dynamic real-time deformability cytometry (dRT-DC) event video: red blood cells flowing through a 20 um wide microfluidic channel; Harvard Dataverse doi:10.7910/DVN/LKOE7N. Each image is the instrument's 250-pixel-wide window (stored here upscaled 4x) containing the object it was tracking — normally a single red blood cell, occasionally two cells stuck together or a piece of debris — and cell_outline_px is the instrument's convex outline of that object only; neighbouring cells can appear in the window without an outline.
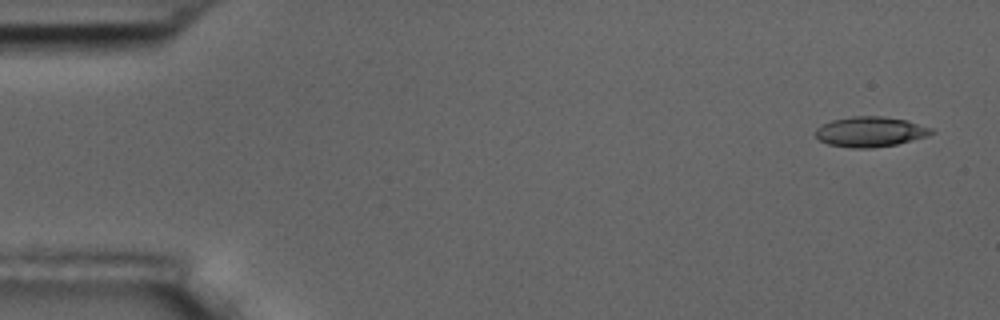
{"species": "common noctule bat (a hibernating species)", "species_latin": "Nyctalus noctula", "temperature_condition": "room temperature", "stored_images_in_passage": 5, "camera_frame_rate_fps": 3000, "um_per_image_px": 0.085, "animal": {"sex": "male", "body_mass_g": 17.5, "forearm_length_mm": 52.3}, "frame": {"image": 1, "passage_image": 1, "time_ms": 0.0, "image_size_px": [1000, 320], "cell_outline_px": [[936, 132], [928, 136], [896, 144], [872, 148], [852, 148], [828, 144], [820, 140], [816, 136], [816, 128], [832, 120], [852, 116], [884, 116], [904, 120], [932, 128]], "centroid_in_image_um": [73.98, 11.2], "position_along_channel_um": 11.0, "area_um2": 20.23}}
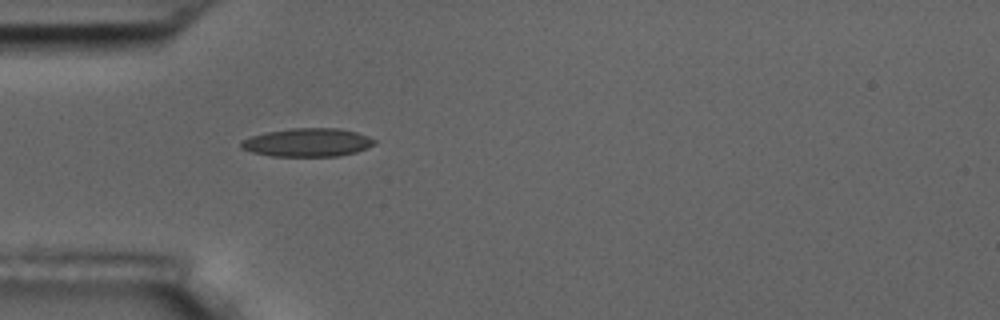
{"frame": {"image": 2, "passage_image": 5, "time_ms": 4.667, "image_size_px": [1000, 320], "cell_outline_px": [[376, 144], [356, 152], [340, 156], [272, 156], [252, 152], [240, 148], [240, 140], [252, 136], [268, 132], [292, 128], [336, 128], [356, 132], [368, 136], [376, 140]], "centroid_in_image_um": [26.14, 12.11], "position_along_channel_um": 58.9, "area_um2": 22.02}}